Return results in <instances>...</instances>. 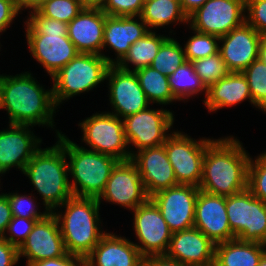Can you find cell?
Listing matches in <instances>:
<instances>
[{"mask_svg":"<svg viewBox=\"0 0 266 266\" xmlns=\"http://www.w3.org/2000/svg\"><path fill=\"white\" fill-rule=\"evenodd\" d=\"M1 180H3V179H2V177L0 176V191L3 190V188H2V187H3V186H2L3 183H1V182H2Z\"/></svg>","mask_w":266,"mask_h":266,"instance_id":"53","label":"cell"},{"mask_svg":"<svg viewBox=\"0 0 266 266\" xmlns=\"http://www.w3.org/2000/svg\"><path fill=\"white\" fill-rule=\"evenodd\" d=\"M148 31L141 39L131 45L125 57L117 64L123 70L136 71L140 68L150 66L157 55L161 45L173 34L170 28L167 35L162 31ZM169 35V36H168Z\"/></svg>","mask_w":266,"mask_h":266,"instance_id":"28","label":"cell"},{"mask_svg":"<svg viewBox=\"0 0 266 266\" xmlns=\"http://www.w3.org/2000/svg\"><path fill=\"white\" fill-rule=\"evenodd\" d=\"M246 101L251 104L252 108H255L246 77L242 72H230L207 88V96L203 101V106L211 114Z\"/></svg>","mask_w":266,"mask_h":266,"instance_id":"25","label":"cell"},{"mask_svg":"<svg viewBox=\"0 0 266 266\" xmlns=\"http://www.w3.org/2000/svg\"><path fill=\"white\" fill-rule=\"evenodd\" d=\"M226 210L230 228L238 239L246 230L247 188L235 195L226 196Z\"/></svg>","mask_w":266,"mask_h":266,"instance_id":"37","label":"cell"},{"mask_svg":"<svg viewBox=\"0 0 266 266\" xmlns=\"http://www.w3.org/2000/svg\"><path fill=\"white\" fill-rule=\"evenodd\" d=\"M145 266H189L183 264L173 258L168 257L166 254L152 255L144 259Z\"/></svg>","mask_w":266,"mask_h":266,"instance_id":"47","label":"cell"},{"mask_svg":"<svg viewBox=\"0 0 266 266\" xmlns=\"http://www.w3.org/2000/svg\"><path fill=\"white\" fill-rule=\"evenodd\" d=\"M207 0H180L184 13L189 17L198 8H200Z\"/></svg>","mask_w":266,"mask_h":266,"instance_id":"49","label":"cell"},{"mask_svg":"<svg viewBox=\"0 0 266 266\" xmlns=\"http://www.w3.org/2000/svg\"><path fill=\"white\" fill-rule=\"evenodd\" d=\"M25 192L26 191H24L23 194H21L19 190L9 191L8 193L4 192V194L8 197L12 215L27 219L42 220L50 212L46 209V207L41 206L43 204L39 202L36 195L32 192L28 194ZM41 210L44 211L41 212Z\"/></svg>","mask_w":266,"mask_h":266,"instance_id":"35","label":"cell"},{"mask_svg":"<svg viewBox=\"0 0 266 266\" xmlns=\"http://www.w3.org/2000/svg\"><path fill=\"white\" fill-rule=\"evenodd\" d=\"M22 22L28 53L49 78L79 53L67 36L68 23L47 18L37 10L31 11Z\"/></svg>","mask_w":266,"mask_h":266,"instance_id":"4","label":"cell"},{"mask_svg":"<svg viewBox=\"0 0 266 266\" xmlns=\"http://www.w3.org/2000/svg\"><path fill=\"white\" fill-rule=\"evenodd\" d=\"M67 254L56 216L50 212L38 220L26 240L18 248L19 261L26 259L25 266Z\"/></svg>","mask_w":266,"mask_h":266,"instance_id":"17","label":"cell"},{"mask_svg":"<svg viewBox=\"0 0 266 266\" xmlns=\"http://www.w3.org/2000/svg\"><path fill=\"white\" fill-rule=\"evenodd\" d=\"M259 58L266 63V36H264L260 43Z\"/></svg>","mask_w":266,"mask_h":266,"instance_id":"51","label":"cell"},{"mask_svg":"<svg viewBox=\"0 0 266 266\" xmlns=\"http://www.w3.org/2000/svg\"><path fill=\"white\" fill-rule=\"evenodd\" d=\"M245 10L246 0H207L188 17V26L221 37L246 21Z\"/></svg>","mask_w":266,"mask_h":266,"instance_id":"13","label":"cell"},{"mask_svg":"<svg viewBox=\"0 0 266 266\" xmlns=\"http://www.w3.org/2000/svg\"><path fill=\"white\" fill-rule=\"evenodd\" d=\"M258 266H266V252L262 255V257L258 263Z\"/></svg>","mask_w":266,"mask_h":266,"instance_id":"52","label":"cell"},{"mask_svg":"<svg viewBox=\"0 0 266 266\" xmlns=\"http://www.w3.org/2000/svg\"><path fill=\"white\" fill-rule=\"evenodd\" d=\"M131 213L133 215L132 229L135 235L133 243L139 249L140 254L144 258L166 254L172 232L155 203L149 198Z\"/></svg>","mask_w":266,"mask_h":266,"instance_id":"11","label":"cell"},{"mask_svg":"<svg viewBox=\"0 0 266 266\" xmlns=\"http://www.w3.org/2000/svg\"><path fill=\"white\" fill-rule=\"evenodd\" d=\"M194 227L214 244L235 239L228 221L226 196L199 190L195 203Z\"/></svg>","mask_w":266,"mask_h":266,"instance_id":"20","label":"cell"},{"mask_svg":"<svg viewBox=\"0 0 266 266\" xmlns=\"http://www.w3.org/2000/svg\"><path fill=\"white\" fill-rule=\"evenodd\" d=\"M131 160L138 168L149 198L159 191L179 185L164 144L140 150Z\"/></svg>","mask_w":266,"mask_h":266,"instance_id":"21","label":"cell"},{"mask_svg":"<svg viewBox=\"0 0 266 266\" xmlns=\"http://www.w3.org/2000/svg\"><path fill=\"white\" fill-rule=\"evenodd\" d=\"M95 198L72 196L52 213L56 216L67 253L86 258L108 231Z\"/></svg>","mask_w":266,"mask_h":266,"instance_id":"5","label":"cell"},{"mask_svg":"<svg viewBox=\"0 0 266 266\" xmlns=\"http://www.w3.org/2000/svg\"><path fill=\"white\" fill-rule=\"evenodd\" d=\"M83 9L78 0H48L37 11L47 18L70 23Z\"/></svg>","mask_w":266,"mask_h":266,"instance_id":"38","label":"cell"},{"mask_svg":"<svg viewBox=\"0 0 266 266\" xmlns=\"http://www.w3.org/2000/svg\"><path fill=\"white\" fill-rule=\"evenodd\" d=\"M13 215L8 202V197L4 191L0 193V238H3L9 222Z\"/></svg>","mask_w":266,"mask_h":266,"instance_id":"46","label":"cell"},{"mask_svg":"<svg viewBox=\"0 0 266 266\" xmlns=\"http://www.w3.org/2000/svg\"><path fill=\"white\" fill-rule=\"evenodd\" d=\"M251 154L239 137L213 138L203 159L199 189L220 196H231L248 188Z\"/></svg>","mask_w":266,"mask_h":266,"instance_id":"2","label":"cell"},{"mask_svg":"<svg viewBox=\"0 0 266 266\" xmlns=\"http://www.w3.org/2000/svg\"><path fill=\"white\" fill-rule=\"evenodd\" d=\"M30 71L0 74V110L6 111L9 124L50 128L57 137L62 131L56 129L55 117L59 110L53 89H46Z\"/></svg>","mask_w":266,"mask_h":266,"instance_id":"1","label":"cell"},{"mask_svg":"<svg viewBox=\"0 0 266 266\" xmlns=\"http://www.w3.org/2000/svg\"><path fill=\"white\" fill-rule=\"evenodd\" d=\"M176 130L165 140L164 147L178 184L199 187L207 144L213 137L194 138Z\"/></svg>","mask_w":266,"mask_h":266,"instance_id":"10","label":"cell"},{"mask_svg":"<svg viewBox=\"0 0 266 266\" xmlns=\"http://www.w3.org/2000/svg\"><path fill=\"white\" fill-rule=\"evenodd\" d=\"M215 246L196 227L172 233L166 255L189 266H214Z\"/></svg>","mask_w":266,"mask_h":266,"instance_id":"23","label":"cell"},{"mask_svg":"<svg viewBox=\"0 0 266 266\" xmlns=\"http://www.w3.org/2000/svg\"><path fill=\"white\" fill-rule=\"evenodd\" d=\"M140 16L149 31L164 28L166 33L165 29L172 25L174 29L177 25H188V16L184 13L180 1L145 0Z\"/></svg>","mask_w":266,"mask_h":266,"instance_id":"27","label":"cell"},{"mask_svg":"<svg viewBox=\"0 0 266 266\" xmlns=\"http://www.w3.org/2000/svg\"><path fill=\"white\" fill-rule=\"evenodd\" d=\"M37 221V219L13 216L7 226L3 239L19 248L33 230Z\"/></svg>","mask_w":266,"mask_h":266,"instance_id":"40","label":"cell"},{"mask_svg":"<svg viewBox=\"0 0 266 266\" xmlns=\"http://www.w3.org/2000/svg\"><path fill=\"white\" fill-rule=\"evenodd\" d=\"M130 239L108 230L85 258V266H144L145 258Z\"/></svg>","mask_w":266,"mask_h":266,"instance_id":"22","label":"cell"},{"mask_svg":"<svg viewBox=\"0 0 266 266\" xmlns=\"http://www.w3.org/2000/svg\"><path fill=\"white\" fill-rule=\"evenodd\" d=\"M107 103L111 109L107 112L123 119L152 105L140 86L135 71H126L117 65H110L105 79ZM111 110V111H110Z\"/></svg>","mask_w":266,"mask_h":266,"instance_id":"12","label":"cell"},{"mask_svg":"<svg viewBox=\"0 0 266 266\" xmlns=\"http://www.w3.org/2000/svg\"><path fill=\"white\" fill-rule=\"evenodd\" d=\"M175 119L173 110L163 106L153 108V105L123 118L131 157L140 150L163 145L176 129Z\"/></svg>","mask_w":266,"mask_h":266,"instance_id":"9","label":"cell"},{"mask_svg":"<svg viewBox=\"0 0 266 266\" xmlns=\"http://www.w3.org/2000/svg\"><path fill=\"white\" fill-rule=\"evenodd\" d=\"M34 126L7 124L0 129V176L13 168L23 172L35 152L42 147V136L35 133Z\"/></svg>","mask_w":266,"mask_h":266,"instance_id":"15","label":"cell"},{"mask_svg":"<svg viewBox=\"0 0 266 266\" xmlns=\"http://www.w3.org/2000/svg\"><path fill=\"white\" fill-rule=\"evenodd\" d=\"M64 150L73 196L98 199L119 162L114 157L81 147L64 133Z\"/></svg>","mask_w":266,"mask_h":266,"instance_id":"6","label":"cell"},{"mask_svg":"<svg viewBox=\"0 0 266 266\" xmlns=\"http://www.w3.org/2000/svg\"><path fill=\"white\" fill-rule=\"evenodd\" d=\"M1 35L2 34H0V39H1ZM1 48H2V44H1V41H0V52L2 51Z\"/></svg>","mask_w":266,"mask_h":266,"instance_id":"54","label":"cell"},{"mask_svg":"<svg viewBox=\"0 0 266 266\" xmlns=\"http://www.w3.org/2000/svg\"><path fill=\"white\" fill-rule=\"evenodd\" d=\"M246 22L261 36H266V0H246Z\"/></svg>","mask_w":266,"mask_h":266,"instance_id":"42","label":"cell"},{"mask_svg":"<svg viewBox=\"0 0 266 266\" xmlns=\"http://www.w3.org/2000/svg\"><path fill=\"white\" fill-rule=\"evenodd\" d=\"M176 36H170L160 47L151 63V67L160 73L170 76L173 72L187 62L183 45Z\"/></svg>","mask_w":266,"mask_h":266,"instance_id":"32","label":"cell"},{"mask_svg":"<svg viewBox=\"0 0 266 266\" xmlns=\"http://www.w3.org/2000/svg\"><path fill=\"white\" fill-rule=\"evenodd\" d=\"M248 189L252 194L266 202V150L251 156L248 167Z\"/></svg>","mask_w":266,"mask_h":266,"instance_id":"39","label":"cell"},{"mask_svg":"<svg viewBox=\"0 0 266 266\" xmlns=\"http://www.w3.org/2000/svg\"><path fill=\"white\" fill-rule=\"evenodd\" d=\"M148 199L138 168L130 159L116 164L97 200L100 205L106 202L132 212Z\"/></svg>","mask_w":266,"mask_h":266,"instance_id":"14","label":"cell"},{"mask_svg":"<svg viewBox=\"0 0 266 266\" xmlns=\"http://www.w3.org/2000/svg\"><path fill=\"white\" fill-rule=\"evenodd\" d=\"M84 8L102 9L105 0H78Z\"/></svg>","mask_w":266,"mask_h":266,"instance_id":"50","label":"cell"},{"mask_svg":"<svg viewBox=\"0 0 266 266\" xmlns=\"http://www.w3.org/2000/svg\"><path fill=\"white\" fill-rule=\"evenodd\" d=\"M20 15L14 0H0V34L7 32Z\"/></svg>","mask_w":266,"mask_h":266,"instance_id":"43","label":"cell"},{"mask_svg":"<svg viewBox=\"0 0 266 266\" xmlns=\"http://www.w3.org/2000/svg\"><path fill=\"white\" fill-rule=\"evenodd\" d=\"M19 263L18 248L0 238V266H17Z\"/></svg>","mask_w":266,"mask_h":266,"instance_id":"45","label":"cell"},{"mask_svg":"<svg viewBox=\"0 0 266 266\" xmlns=\"http://www.w3.org/2000/svg\"><path fill=\"white\" fill-rule=\"evenodd\" d=\"M145 0H105L102 11L109 16H140Z\"/></svg>","mask_w":266,"mask_h":266,"instance_id":"41","label":"cell"},{"mask_svg":"<svg viewBox=\"0 0 266 266\" xmlns=\"http://www.w3.org/2000/svg\"><path fill=\"white\" fill-rule=\"evenodd\" d=\"M168 82L174 97L179 103L183 102L185 104L190 99L193 101L194 98H199L200 95H204L202 96V102L206 99L207 87L195 72L192 62L187 61L178 67L172 75L168 76Z\"/></svg>","mask_w":266,"mask_h":266,"instance_id":"29","label":"cell"},{"mask_svg":"<svg viewBox=\"0 0 266 266\" xmlns=\"http://www.w3.org/2000/svg\"><path fill=\"white\" fill-rule=\"evenodd\" d=\"M190 36L182 43L186 60L193 62L200 58H206L219 52L220 37L212 34H204L191 29L188 25ZM192 32H191V31Z\"/></svg>","mask_w":266,"mask_h":266,"instance_id":"33","label":"cell"},{"mask_svg":"<svg viewBox=\"0 0 266 266\" xmlns=\"http://www.w3.org/2000/svg\"><path fill=\"white\" fill-rule=\"evenodd\" d=\"M149 102L155 106L172 105L179 102L173 95L168 82V76L160 73L151 66L135 71Z\"/></svg>","mask_w":266,"mask_h":266,"instance_id":"30","label":"cell"},{"mask_svg":"<svg viewBox=\"0 0 266 266\" xmlns=\"http://www.w3.org/2000/svg\"><path fill=\"white\" fill-rule=\"evenodd\" d=\"M47 1L48 0H14L16 7L21 14H23V11H27V14H29L31 11H36Z\"/></svg>","mask_w":266,"mask_h":266,"instance_id":"48","label":"cell"},{"mask_svg":"<svg viewBox=\"0 0 266 266\" xmlns=\"http://www.w3.org/2000/svg\"><path fill=\"white\" fill-rule=\"evenodd\" d=\"M199 190L194 185L179 184L150 197L172 233L194 227L195 203Z\"/></svg>","mask_w":266,"mask_h":266,"instance_id":"16","label":"cell"},{"mask_svg":"<svg viewBox=\"0 0 266 266\" xmlns=\"http://www.w3.org/2000/svg\"><path fill=\"white\" fill-rule=\"evenodd\" d=\"M106 16L99 8H84L68 23L67 36L79 53L102 56Z\"/></svg>","mask_w":266,"mask_h":266,"instance_id":"24","label":"cell"},{"mask_svg":"<svg viewBox=\"0 0 266 266\" xmlns=\"http://www.w3.org/2000/svg\"><path fill=\"white\" fill-rule=\"evenodd\" d=\"M109 66L101 55L78 53L50 78L56 106L60 109L70 98L100 88L105 83Z\"/></svg>","mask_w":266,"mask_h":266,"instance_id":"7","label":"cell"},{"mask_svg":"<svg viewBox=\"0 0 266 266\" xmlns=\"http://www.w3.org/2000/svg\"><path fill=\"white\" fill-rule=\"evenodd\" d=\"M148 31L146 23L141 16L107 15L102 56L110 65H117L125 57L131 45L141 39ZM110 50L115 54V57L107 54V52L111 53Z\"/></svg>","mask_w":266,"mask_h":266,"instance_id":"18","label":"cell"},{"mask_svg":"<svg viewBox=\"0 0 266 266\" xmlns=\"http://www.w3.org/2000/svg\"><path fill=\"white\" fill-rule=\"evenodd\" d=\"M238 240L266 244V202L256 198L248 188L246 230Z\"/></svg>","mask_w":266,"mask_h":266,"instance_id":"31","label":"cell"},{"mask_svg":"<svg viewBox=\"0 0 266 266\" xmlns=\"http://www.w3.org/2000/svg\"><path fill=\"white\" fill-rule=\"evenodd\" d=\"M262 38L246 21L220 37L219 52L230 72H243L259 58Z\"/></svg>","mask_w":266,"mask_h":266,"instance_id":"19","label":"cell"},{"mask_svg":"<svg viewBox=\"0 0 266 266\" xmlns=\"http://www.w3.org/2000/svg\"><path fill=\"white\" fill-rule=\"evenodd\" d=\"M192 64L195 72L207 88L230 73L220 52L206 58L194 60Z\"/></svg>","mask_w":266,"mask_h":266,"instance_id":"36","label":"cell"},{"mask_svg":"<svg viewBox=\"0 0 266 266\" xmlns=\"http://www.w3.org/2000/svg\"><path fill=\"white\" fill-rule=\"evenodd\" d=\"M242 73L249 84L255 110L266 115V63L257 58Z\"/></svg>","mask_w":266,"mask_h":266,"instance_id":"34","label":"cell"},{"mask_svg":"<svg viewBox=\"0 0 266 266\" xmlns=\"http://www.w3.org/2000/svg\"><path fill=\"white\" fill-rule=\"evenodd\" d=\"M266 244L240 241L222 242L215 246L214 266H258Z\"/></svg>","mask_w":266,"mask_h":266,"instance_id":"26","label":"cell"},{"mask_svg":"<svg viewBox=\"0 0 266 266\" xmlns=\"http://www.w3.org/2000/svg\"><path fill=\"white\" fill-rule=\"evenodd\" d=\"M89 116L77 124L82 132L80 146L119 161L130 160L132 157L125 137L123 120L107 111H94Z\"/></svg>","mask_w":266,"mask_h":266,"instance_id":"8","label":"cell"},{"mask_svg":"<svg viewBox=\"0 0 266 266\" xmlns=\"http://www.w3.org/2000/svg\"><path fill=\"white\" fill-rule=\"evenodd\" d=\"M50 147L39 148L24 168L22 175L33 186L32 193L49 212L61 206L73 193L69 183V167L64 150V133Z\"/></svg>","mask_w":266,"mask_h":266,"instance_id":"3","label":"cell"},{"mask_svg":"<svg viewBox=\"0 0 266 266\" xmlns=\"http://www.w3.org/2000/svg\"><path fill=\"white\" fill-rule=\"evenodd\" d=\"M30 266H85V259L80 256L67 253L62 257L36 261Z\"/></svg>","mask_w":266,"mask_h":266,"instance_id":"44","label":"cell"}]
</instances>
